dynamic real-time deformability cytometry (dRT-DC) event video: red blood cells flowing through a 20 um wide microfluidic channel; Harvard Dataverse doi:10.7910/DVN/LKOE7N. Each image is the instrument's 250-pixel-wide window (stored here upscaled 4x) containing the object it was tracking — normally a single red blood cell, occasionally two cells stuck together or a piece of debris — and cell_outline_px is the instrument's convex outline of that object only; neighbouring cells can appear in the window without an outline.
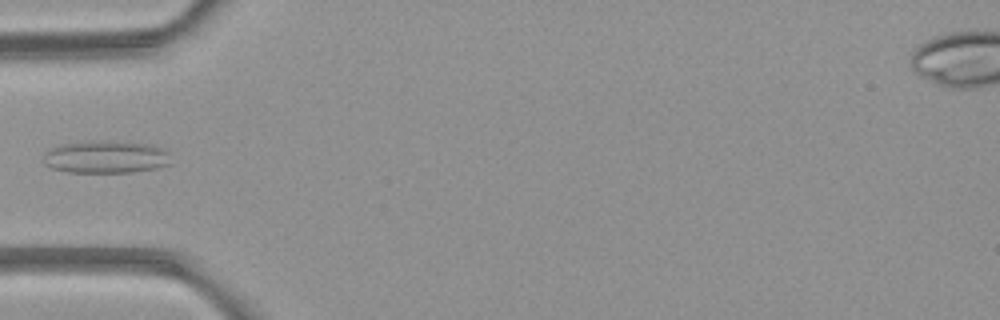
{"species": "common noctule bat (a hibernating species)", "species_latin": "Nyctalus noctula", "temperature_condition": "room temperature", "stored_images_in_passage": 5, "camera_frame_rate_fps": 3000, "um_per_image_px": 0.085, "animal": {"sex": "female", "body_mass_g": 21.9}, "frame": {"image": 1, "passage_image": 5, "time_ms": 5.333, "image_size_px": [1000, 320], "cell_outline_px": [[172, 164], [156, 168], [132, 172], [68, 172], [52, 168], [44, 164], [40, 160], [44, 152], [52, 148], [64, 144], [92, 140], [152, 144], [164, 148], [168, 152]], "centroid_in_image_um": [9.0, 13.34], "position_along_channel_um": 76.0, "area_um2": 24.45}}